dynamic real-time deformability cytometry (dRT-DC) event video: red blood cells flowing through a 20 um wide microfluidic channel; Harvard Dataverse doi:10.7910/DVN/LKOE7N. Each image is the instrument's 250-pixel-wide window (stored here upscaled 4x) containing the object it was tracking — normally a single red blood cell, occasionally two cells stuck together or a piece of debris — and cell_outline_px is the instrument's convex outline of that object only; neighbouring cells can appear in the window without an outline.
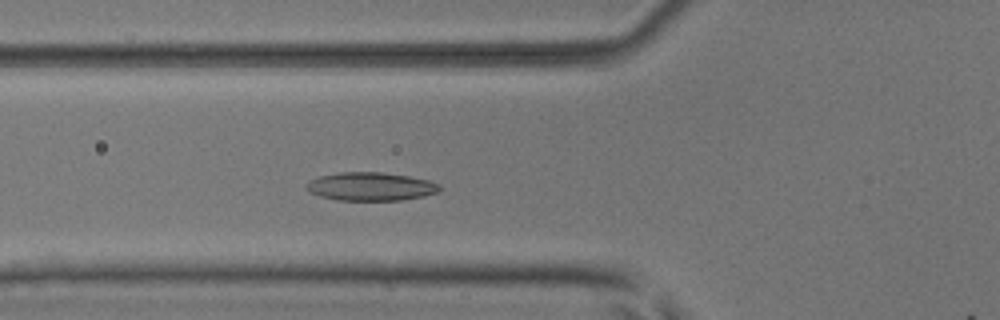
{"species": "common noctule bat (a hibernating species)", "species_latin": "Nyctalus noctula", "temperature_condition": "room temperature", "stored_images_in_passage": 16, "camera_frame_rate_fps": 3000, "um_per_image_px": 0.085, "animal": {"sex": "male", "body_mass_g": 17.9, "forearm_length_mm": 54.2}, "frame": {"image": 1, "passage_image": 15, "time_ms": 4.667, "image_size_px": [1000, 320], "cell_outline_px": [[440, 192], [424, 196], [400, 200], [340, 200], [320, 196], [312, 192], [308, 188], [308, 180], [320, 176], [340, 172], [380, 172], [408, 176], [428, 180], [440, 184]], "centroid_in_image_um": [31.56, 15.85], "position_along_channel_um": 94.2, "area_um2": 21.79}}